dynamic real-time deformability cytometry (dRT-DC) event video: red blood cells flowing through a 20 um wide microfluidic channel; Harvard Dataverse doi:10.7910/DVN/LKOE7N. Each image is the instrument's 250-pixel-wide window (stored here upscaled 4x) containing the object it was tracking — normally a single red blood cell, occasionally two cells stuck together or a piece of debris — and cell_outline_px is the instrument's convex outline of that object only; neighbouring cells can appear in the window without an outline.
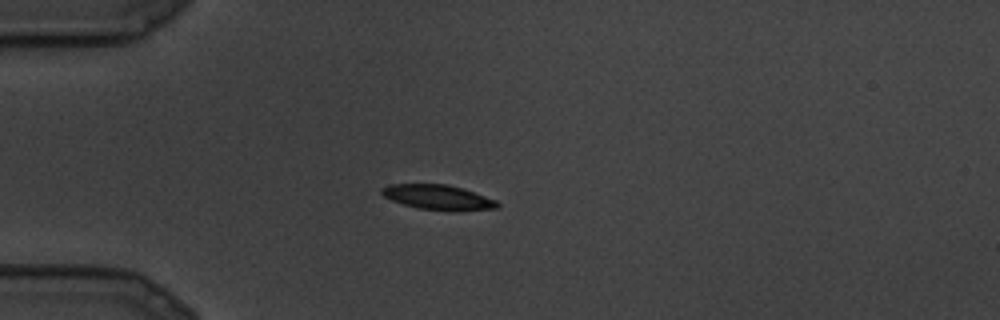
{"species": "common noctule bat (a hibernating species)", "species_latin": "Nyctalus noctula", "temperature_condition": "cold", "stored_images_in_passage": 13, "camera_frame_rate_fps": 3000, "um_per_image_px": 0.085, "animal": {"sex": "male", "body_mass_g": 19.5, "forearm_length_mm": 54.6}, "frame": {"image": 1, "passage_image": 5, "time_ms": 1.333, "image_size_px": [1000, 320], "cell_outline_px": [[500, 204], [496, 208], [460, 212], [452, 212], [416, 208], [392, 200], [384, 196], [380, 192], [380, 188], [388, 184], [448, 184], [496, 200]], "centroid_in_image_um": [37.22, 16.79], "position_along_channel_um": 47.8, "area_um2": 16.94}}
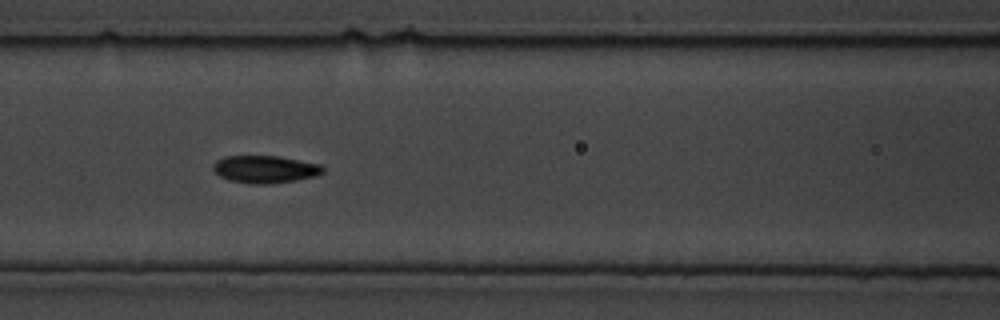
{"frame": {"image": 2, "passage_image": 10, "time_ms": 3.0, "image_size_px": [1000, 320], "cell_outline_px": [[324, 172], [316, 176], [296, 180], [268, 184], [252, 184], [228, 180], [220, 176], [212, 168], [212, 164], [216, 160], [224, 156], [280, 156], [320, 164], [324, 168]], "centroid_in_image_um": [22.52, 14.38], "position_along_channel_um": 144.1, "area_um2": 17.69}}
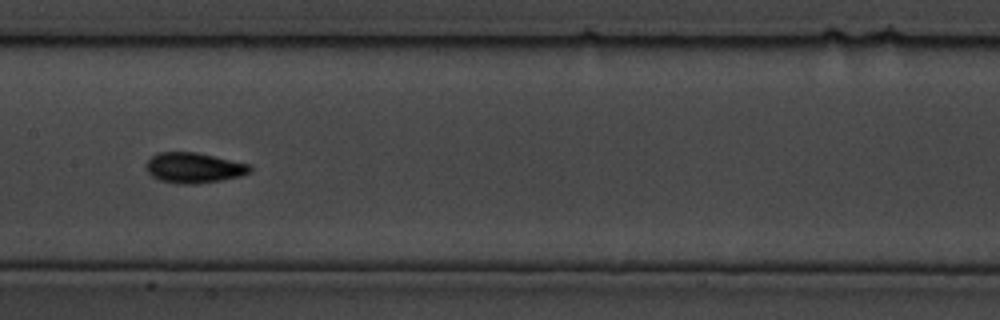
{"frame": {"image": 3, "passage_image": 12, "time_ms": 3.667, "image_size_px": [1000, 320], "cell_outline_px": [[252, 172], [240, 176], [220, 180], [196, 184], [180, 184], [160, 180], [152, 176], [144, 168], [144, 164], [152, 156], [160, 152], [196, 152], [248, 164], [252, 168]], "centroid_in_image_um": [16.44, 14.26], "position_along_channel_um": 191.0, "area_um2": 18.32}}